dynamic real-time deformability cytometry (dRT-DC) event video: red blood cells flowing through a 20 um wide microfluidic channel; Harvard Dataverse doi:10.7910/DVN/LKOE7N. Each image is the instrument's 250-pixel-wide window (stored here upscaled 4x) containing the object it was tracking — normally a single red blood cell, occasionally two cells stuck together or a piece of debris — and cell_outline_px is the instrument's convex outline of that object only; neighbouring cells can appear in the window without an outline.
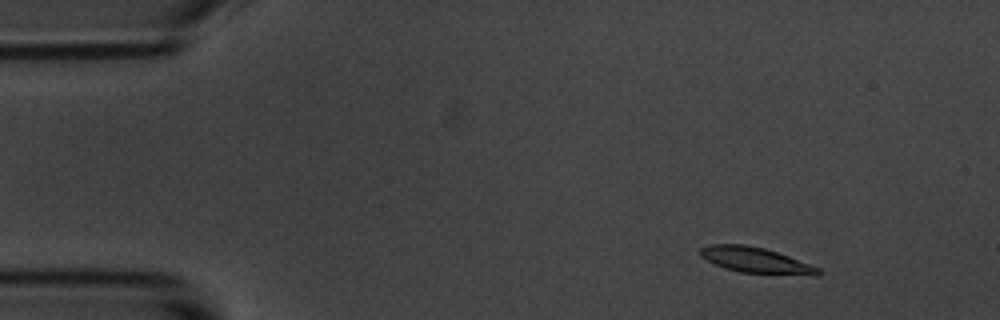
{"species": "common noctule bat (a hibernating species)", "species_latin": "Nyctalus noctula", "temperature_condition": "room temperature", "stored_images_in_passage": 6, "camera_frame_rate_fps": 3000, "um_per_image_px": 0.085, "animal": {"sex": "male", "body_mass_g": 20.1, "forearm_length_mm": 53.5}, "frame": {"image": 1, "passage_image": 2, "time_ms": 1.0, "image_size_px": [1000, 320], "cell_outline_px": [[824, 272], [820, 276], [812, 276], [740, 272], [724, 268], [700, 256], [700, 248], [712, 244], [744, 244], [764, 248], [788, 256], [820, 268]], "centroid_in_image_um": [64.31, 22.13], "position_along_channel_um": 20.7, "area_um2": 17.69}}
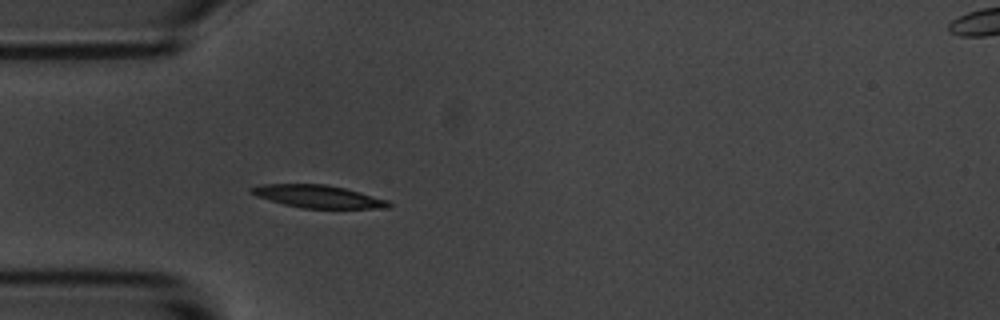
{"frame": {"image": 2, "passage_image": 5, "time_ms": 4.333, "image_size_px": [1000, 320], "cell_outline_px": [[392, 204], [388, 208], [304, 208], [284, 204], [256, 196], [248, 192], [248, 188], [260, 184], [324, 184], [344, 188], [360, 192], [388, 200]], "centroid_in_image_um": [27.0, 16.69], "position_along_channel_um": 58.0, "area_um2": 18.09}}